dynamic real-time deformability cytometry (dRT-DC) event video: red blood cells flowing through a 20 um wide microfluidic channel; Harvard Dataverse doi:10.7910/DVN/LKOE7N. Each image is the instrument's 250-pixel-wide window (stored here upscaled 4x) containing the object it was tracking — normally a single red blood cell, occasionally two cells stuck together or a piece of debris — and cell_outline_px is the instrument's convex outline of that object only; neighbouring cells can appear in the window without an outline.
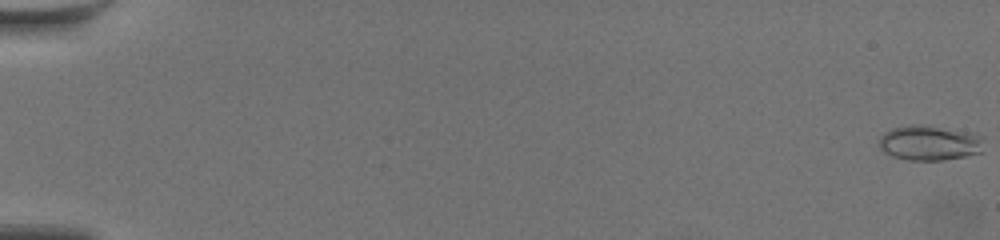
{"species": "common noctule bat (a hibernating species)", "species_latin": "Nyctalus noctula", "temperature_condition": "warm", "stored_images_in_passage": 62, "camera_frame_rate_fps": 3000, "um_per_image_px": 0.085, "animal": {"sex": "female", "body_mass_g": 19.5, "forearm_length_mm": 54.1}, "frame": {"image": 1, "passage_image": 1, "time_ms": 0.0, "image_size_px": [1000, 240], "cell_outline_px": [[980, 152], [964, 156], [944, 160], [908, 160], [892, 156], [884, 152], [876, 144], [880, 136], [884, 132], [892, 128], [936, 128], [972, 132], [980, 136]], "centroid_in_image_um": [78.93, 12.2], "position_along_channel_um": 6.1, "area_um2": 20.29}}
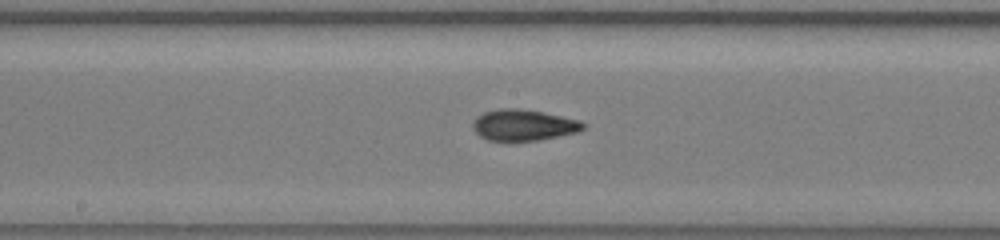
{"frame": {"image": 2, "passage_image": 35, "time_ms": 11.333, "image_size_px": [1000, 240], "cell_outline_px": [[588, 124], [580, 132], [540, 140], [508, 144], [504, 144], [488, 140], [480, 136], [472, 128], [472, 124], [476, 116], [484, 112], [500, 108], [516, 108], [540, 112], [580, 120]], "centroid_in_image_um": [44.48, 10.68], "position_along_channel_um": 203.7, "area_um2": 20.81}}
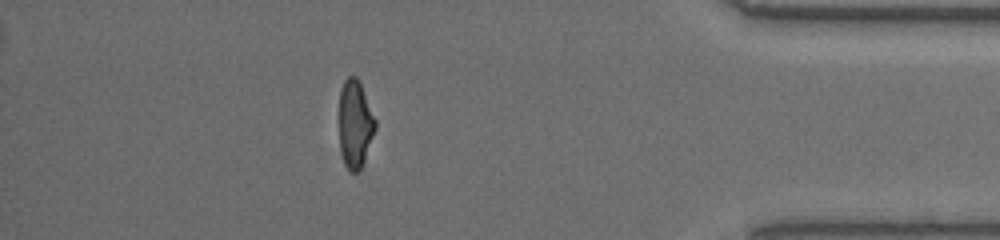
{"frame": {"image": 3, "passage_image": 55, "time_ms": 18.0, "image_size_px": [1000, 240], "cell_outline_px": [[376, 128], [364, 160], [360, 168], [356, 172], [352, 172], [344, 164], [340, 148], [340, 88], [344, 80], [348, 76], [356, 76], [360, 80], [376, 120]], "centroid_in_image_um": [30.19, 10.48], "position_along_channel_um": 405.0, "area_um2": 18.44}, "authors_computed_cell_mechanics": {"area_um2": 19.1318, "velocity_mm_per_s": 3.5469, "shape_relaxation_time_tau1_ms": 5.1037, "shape_relaxation_time_tau2_ms": 1.9032, "deformation_change_tau1": 0.2132, "deformation_change_tau2": 0.0897}}